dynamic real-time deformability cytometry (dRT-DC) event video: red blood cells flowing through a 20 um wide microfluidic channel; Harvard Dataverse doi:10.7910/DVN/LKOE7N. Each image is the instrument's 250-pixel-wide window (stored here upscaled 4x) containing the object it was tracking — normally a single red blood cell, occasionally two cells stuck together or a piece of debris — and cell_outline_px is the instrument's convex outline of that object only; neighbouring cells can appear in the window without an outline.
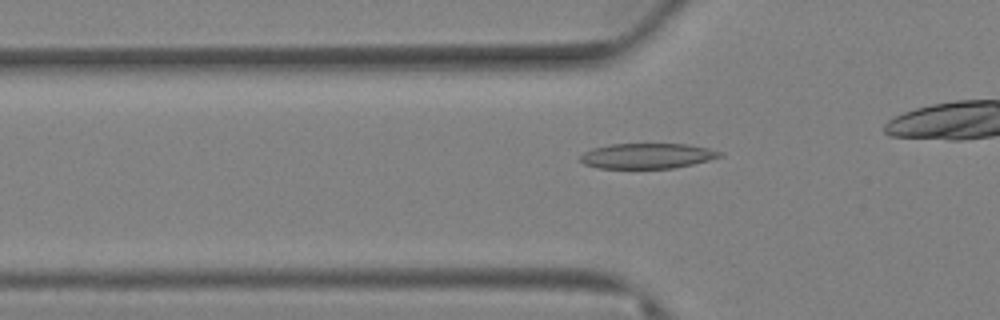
{"species": "Egyptian fruit bat (a non-hibernating species)", "species_latin": "Rousettus aegyptiacus", "temperature_condition": "warm", "stored_images_in_passage": 52, "camera_frame_rate_fps": 3000, "um_per_image_px": 0.085, "animal": {"sex": "female"}, "frame": {"image": 1, "passage_image": 14, "time_ms": 4.333, "image_size_px": [1000, 320], "cell_outline_px": [[724, 156], [692, 164], [672, 168], [596, 168], [584, 164], [580, 160], [580, 156], [584, 152], [592, 148], [608, 144], [688, 144], [708, 148], [724, 152]], "centroid_in_image_um": [55.01, 13.24], "position_along_channel_um": 70.8, "area_um2": 20.63}}
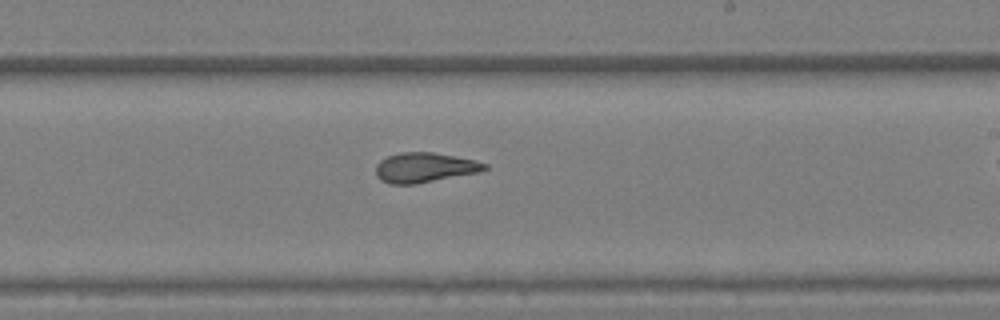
{"frame": {"image": 2, "passage_image": 35, "time_ms": 11.333, "image_size_px": [1000, 320], "cell_outline_px": [[488, 168], [480, 172], [416, 184], [388, 184], [380, 180], [376, 176], [376, 164], [380, 160], [388, 156], [400, 152], [432, 152], [476, 160], [488, 164]], "centroid_in_image_um": [36.08, 14.24], "position_along_channel_um": 252.9, "area_um2": 19.07}}
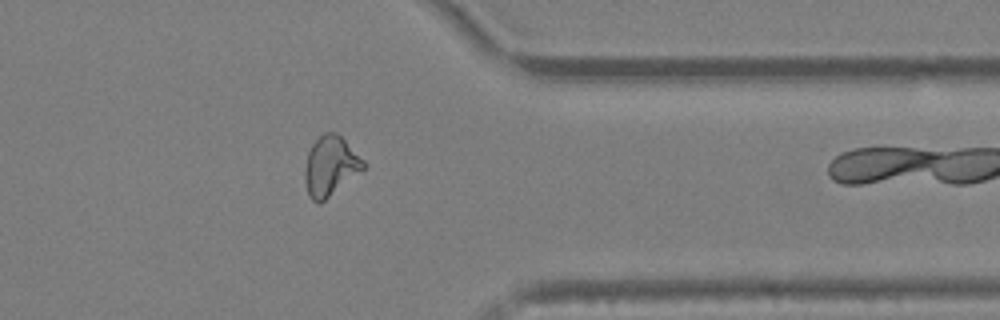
{"frame": {"image": 3, "passage_image": 51, "time_ms": 16.667, "image_size_px": [1000, 320], "cell_outline_px": [[364, 168], [320, 204], [316, 204], [308, 196], [304, 180], [304, 168], [308, 152], [312, 144], [324, 132], [336, 132], [364, 160]], "centroid_in_image_um": [28.03, 14.13], "position_along_channel_um": 383.4, "area_um2": 20.17}}